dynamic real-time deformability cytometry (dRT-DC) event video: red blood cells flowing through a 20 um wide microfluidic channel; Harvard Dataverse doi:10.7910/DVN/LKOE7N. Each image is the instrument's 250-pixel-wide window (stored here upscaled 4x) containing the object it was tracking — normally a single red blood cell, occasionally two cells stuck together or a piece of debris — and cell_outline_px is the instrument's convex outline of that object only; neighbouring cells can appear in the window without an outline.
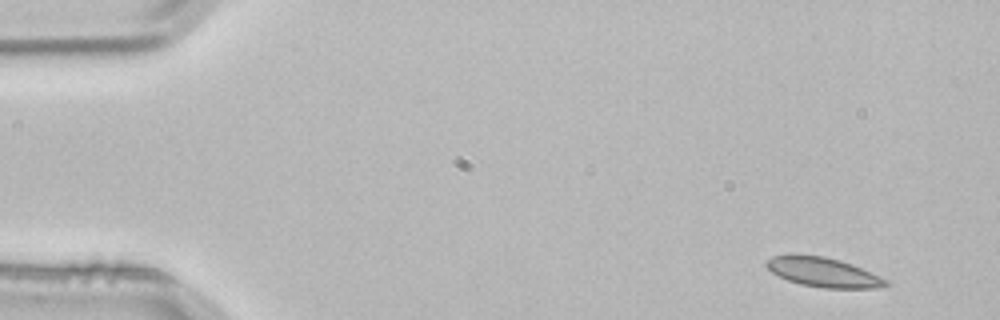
{"species": "common noctule bat (a hibernating species)", "species_latin": "Nyctalus noctula", "temperature_condition": "room temperature", "stored_images_in_passage": 4, "camera_frame_rate_fps": 3000, "um_per_image_px": 0.085, "animal": {"sex": "male", "body_mass_g": 21.5, "forearm_length_mm": 52.0}, "frame": {"image": 1, "passage_image": 1, "time_ms": 0.0, "image_size_px": [1000, 320], "cell_outline_px": [[892, 284], [876, 288], [824, 288], [800, 284], [788, 280], [772, 272], [764, 264], [772, 256], [788, 252], [796, 252], [824, 256], [840, 260], [852, 264], [880, 276], [888, 280]], "centroid_in_image_um": [69.94, 23.1], "position_along_channel_um": 15.1, "area_um2": 20.98}}
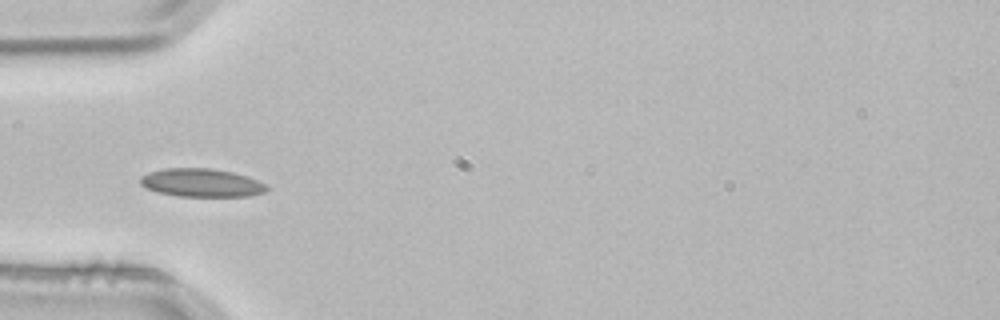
{"frame": {"image": 2, "passage_image": 4, "time_ms": 1.0, "image_size_px": [1000, 320], "cell_outline_px": [[268, 192], [252, 196], [176, 196], [156, 192], [140, 184], [140, 176], [148, 172], [164, 168], [212, 168], [232, 172], [248, 176], [268, 184]], "centroid_in_image_um": [17.17, 15.53], "position_along_channel_um": 67.8, "area_um2": 21.15}}